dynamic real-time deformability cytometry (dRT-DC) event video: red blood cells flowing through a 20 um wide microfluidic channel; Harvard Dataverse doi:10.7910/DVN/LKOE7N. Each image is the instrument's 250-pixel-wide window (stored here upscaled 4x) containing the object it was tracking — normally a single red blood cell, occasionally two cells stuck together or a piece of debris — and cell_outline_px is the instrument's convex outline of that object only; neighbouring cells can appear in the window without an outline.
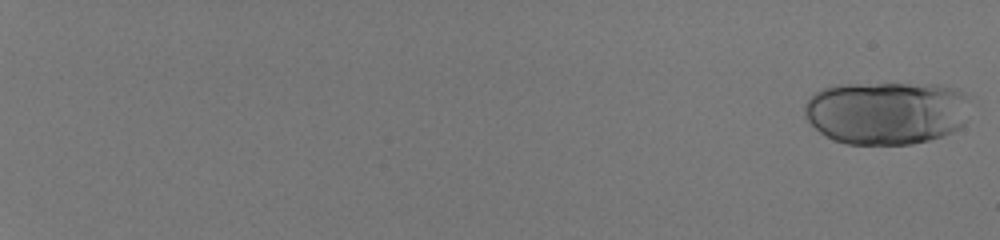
{"species": "human", "species_latin": "Homo sapiens", "temperature_condition": "room temperature", "stored_images_in_passage": 37, "camera_frame_rate_fps": 3000, "um_per_image_px": 0.085, "donor": {"sex": "male"}, "frame": {"image": 1, "passage_image": 1, "time_ms": 0.0, "image_size_px": [1000, 240], "cell_outline_px": [[968, 120], [964, 124], [952, 132], [928, 140], [912, 144], [848, 144], [832, 140], [820, 132], [804, 116], [804, 104], [816, 92], [824, 88], [836, 84], [936, 84], [956, 88], [964, 96]], "centroid_in_image_um": [75.32, 9.58], "position_along_channel_um": 9.7, "area_um2": 61.04}}
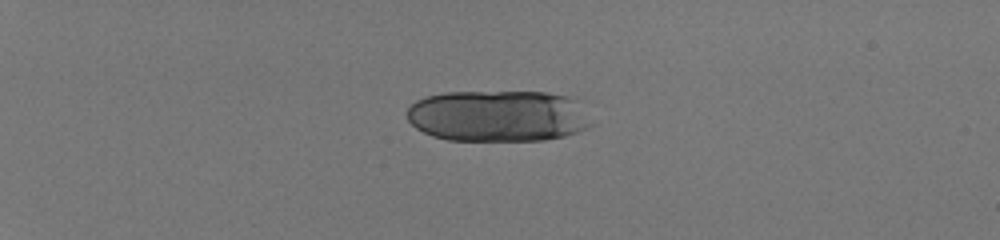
{"frame": {"image": 2, "passage_image": 17, "time_ms": 5.333, "image_size_px": [1000, 240], "cell_outline_px": [[596, 124], [588, 128], [564, 136], [544, 140], [448, 140], [432, 136], [416, 128], [408, 120], [408, 108], [416, 100], [428, 96], [444, 92], [548, 92], [568, 96], [580, 100]], "centroid_in_image_um": [42.43, 9.84], "position_along_channel_um": 42.6, "area_um2": 56.07}}
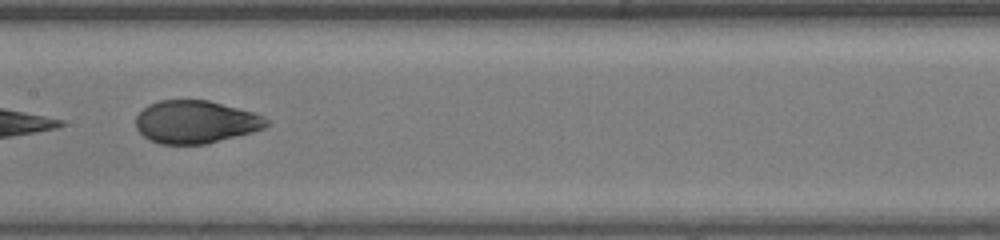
{"frame": {"image": 3, "passage_image": 35, "time_ms": 11.333, "image_size_px": [1000, 240], "cell_outline_px": [[268, 124], [264, 128], [252, 132], [208, 144], [160, 144], [148, 140], [136, 128], [136, 116], [148, 104], [160, 100], [208, 100], [256, 112], [264, 116], [268, 120]], "centroid_in_image_um": [16.64, 10.36], "position_along_channel_um": 190.8, "area_um2": 32.83}}